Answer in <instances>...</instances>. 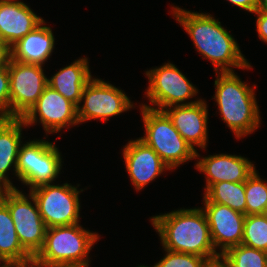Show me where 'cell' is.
<instances>
[{
    "label": "cell",
    "mask_w": 267,
    "mask_h": 267,
    "mask_svg": "<svg viewBox=\"0 0 267 267\" xmlns=\"http://www.w3.org/2000/svg\"><path fill=\"white\" fill-rule=\"evenodd\" d=\"M173 16L191 37L199 54L209 59L218 72H234L235 68L251 69L234 37L221 22L207 13L172 7ZM233 67V69H232Z\"/></svg>",
    "instance_id": "1"
},
{
    "label": "cell",
    "mask_w": 267,
    "mask_h": 267,
    "mask_svg": "<svg viewBox=\"0 0 267 267\" xmlns=\"http://www.w3.org/2000/svg\"><path fill=\"white\" fill-rule=\"evenodd\" d=\"M164 250L194 254L219 263L209 224L201 208L178 209L150 218Z\"/></svg>",
    "instance_id": "2"
},
{
    "label": "cell",
    "mask_w": 267,
    "mask_h": 267,
    "mask_svg": "<svg viewBox=\"0 0 267 267\" xmlns=\"http://www.w3.org/2000/svg\"><path fill=\"white\" fill-rule=\"evenodd\" d=\"M215 96L222 120L236 138L253 133L260 124L254 89L234 72H216Z\"/></svg>",
    "instance_id": "3"
},
{
    "label": "cell",
    "mask_w": 267,
    "mask_h": 267,
    "mask_svg": "<svg viewBox=\"0 0 267 267\" xmlns=\"http://www.w3.org/2000/svg\"><path fill=\"white\" fill-rule=\"evenodd\" d=\"M99 239L79 223L47 228L44 244L33 261L45 266L88 267L89 253Z\"/></svg>",
    "instance_id": "4"
},
{
    "label": "cell",
    "mask_w": 267,
    "mask_h": 267,
    "mask_svg": "<svg viewBox=\"0 0 267 267\" xmlns=\"http://www.w3.org/2000/svg\"><path fill=\"white\" fill-rule=\"evenodd\" d=\"M140 108L145 126V136L140 139L158 154L170 170L200 156L183 139L164 111L146 106Z\"/></svg>",
    "instance_id": "5"
},
{
    "label": "cell",
    "mask_w": 267,
    "mask_h": 267,
    "mask_svg": "<svg viewBox=\"0 0 267 267\" xmlns=\"http://www.w3.org/2000/svg\"><path fill=\"white\" fill-rule=\"evenodd\" d=\"M62 169L61 154L52 142L32 140L20 146L16 177L30 190L53 183Z\"/></svg>",
    "instance_id": "6"
},
{
    "label": "cell",
    "mask_w": 267,
    "mask_h": 267,
    "mask_svg": "<svg viewBox=\"0 0 267 267\" xmlns=\"http://www.w3.org/2000/svg\"><path fill=\"white\" fill-rule=\"evenodd\" d=\"M29 194L33 203L17 188L3 189L0 200L8 207L20 244L34 257L44 244L47 227L34 197Z\"/></svg>",
    "instance_id": "7"
},
{
    "label": "cell",
    "mask_w": 267,
    "mask_h": 267,
    "mask_svg": "<svg viewBox=\"0 0 267 267\" xmlns=\"http://www.w3.org/2000/svg\"><path fill=\"white\" fill-rule=\"evenodd\" d=\"M68 183L63 185L44 184L30 190L39 213L47 228L79 223L82 192Z\"/></svg>",
    "instance_id": "8"
},
{
    "label": "cell",
    "mask_w": 267,
    "mask_h": 267,
    "mask_svg": "<svg viewBox=\"0 0 267 267\" xmlns=\"http://www.w3.org/2000/svg\"><path fill=\"white\" fill-rule=\"evenodd\" d=\"M146 76L149 79L146 97L157 107L145 104L141 106L163 111L171 106L189 105L199 101L184 103L197 95L198 89L172 63L148 70Z\"/></svg>",
    "instance_id": "9"
},
{
    "label": "cell",
    "mask_w": 267,
    "mask_h": 267,
    "mask_svg": "<svg viewBox=\"0 0 267 267\" xmlns=\"http://www.w3.org/2000/svg\"><path fill=\"white\" fill-rule=\"evenodd\" d=\"M42 67L8 58L10 118H23L48 86V78Z\"/></svg>",
    "instance_id": "10"
},
{
    "label": "cell",
    "mask_w": 267,
    "mask_h": 267,
    "mask_svg": "<svg viewBox=\"0 0 267 267\" xmlns=\"http://www.w3.org/2000/svg\"><path fill=\"white\" fill-rule=\"evenodd\" d=\"M84 100V101H83ZM78 106L79 123L92 119L108 121L110 117L130 110L133 103L118 87L98 78H92L84 87Z\"/></svg>",
    "instance_id": "11"
},
{
    "label": "cell",
    "mask_w": 267,
    "mask_h": 267,
    "mask_svg": "<svg viewBox=\"0 0 267 267\" xmlns=\"http://www.w3.org/2000/svg\"><path fill=\"white\" fill-rule=\"evenodd\" d=\"M38 116L46 134L79 124L78 107L49 86L22 119L27 127L36 123Z\"/></svg>",
    "instance_id": "12"
},
{
    "label": "cell",
    "mask_w": 267,
    "mask_h": 267,
    "mask_svg": "<svg viewBox=\"0 0 267 267\" xmlns=\"http://www.w3.org/2000/svg\"><path fill=\"white\" fill-rule=\"evenodd\" d=\"M205 213L209 224L210 236L215 250L220 249L219 255L242 244L244 220L246 215L237 212L224 204L209 202L204 196Z\"/></svg>",
    "instance_id": "13"
},
{
    "label": "cell",
    "mask_w": 267,
    "mask_h": 267,
    "mask_svg": "<svg viewBox=\"0 0 267 267\" xmlns=\"http://www.w3.org/2000/svg\"><path fill=\"white\" fill-rule=\"evenodd\" d=\"M126 170L137 189H143L163 171L170 170L158 154L140 138L130 140L123 149Z\"/></svg>",
    "instance_id": "14"
},
{
    "label": "cell",
    "mask_w": 267,
    "mask_h": 267,
    "mask_svg": "<svg viewBox=\"0 0 267 267\" xmlns=\"http://www.w3.org/2000/svg\"><path fill=\"white\" fill-rule=\"evenodd\" d=\"M163 111L168 115L183 139L193 149H195L194 145L201 149L206 148L208 109L205 100L199 99L198 102L189 105L171 106Z\"/></svg>",
    "instance_id": "15"
},
{
    "label": "cell",
    "mask_w": 267,
    "mask_h": 267,
    "mask_svg": "<svg viewBox=\"0 0 267 267\" xmlns=\"http://www.w3.org/2000/svg\"><path fill=\"white\" fill-rule=\"evenodd\" d=\"M195 167L206 174L204 191L221 181L245 182L256 170L248 158L223 153L199 159Z\"/></svg>",
    "instance_id": "16"
},
{
    "label": "cell",
    "mask_w": 267,
    "mask_h": 267,
    "mask_svg": "<svg viewBox=\"0 0 267 267\" xmlns=\"http://www.w3.org/2000/svg\"><path fill=\"white\" fill-rule=\"evenodd\" d=\"M43 21L22 1L0 3V39L8 48Z\"/></svg>",
    "instance_id": "17"
},
{
    "label": "cell",
    "mask_w": 267,
    "mask_h": 267,
    "mask_svg": "<svg viewBox=\"0 0 267 267\" xmlns=\"http://www.w3.org/2000/svg\"><path fill=\"white\" fill-rule=\"evenodd\" d=\"M45 20L33 31L9 48V57L24 64L43 66L51 56L55 38L52 29L44 26Z\"/></svg>",
    "instance_id": "18"
},
{
    "label": "cell",
    "mask_w": 267,
    "mask_h": 267,
    "mask_svg": "<svg viewBox=\"0 0 267 267\" xmlns=\"http://www.w3.org/2000/svg\"><path fill=\"white\" fill-rule=\"evenodd\" d=\"M26 127L22 118L0 117V186L3 189L16 188L7 177L13 166L16 175L17 157L22 145V127Z\"/></svg>",
    "instance_id": "19"
},
{
    "label": "cell",
    "mask_w": 267,
    "mask_h": 267,
    "mask_svg": "<svg viewBox=\"0 0 267 267\" xmlns=\"http://www.w3.org/2000/svg\"><path fill=\"white\" fill-rule=\"evenodd\" d=\"M88 63V59L84 57L61 68L54 76L47 79L48 86L77 107L80 106L84 87L93 78Z\"/></svg>",
    "instance_id": "20"
},
{
    "label": "cell",
    "mask_w": 267,
    "mask_h": 267,
    "mask_svg": "<svg viewBox=\"0 0 267 267\" xmlns=\"http://www.w3.org/2000/svg\"><path fill=\"white\" fill-rule=\"evenodd\" d=\"M33 257L20 244L8 207L0 200V265L26 267Z\"/></svg>",
    "instance_id": "21"
},
{
    "label": "cell",
    "mask_w": 267,
    "mask_h": 267,
    "mask_svg": "<svg viewBox=\"0 0 267 267\" xmlns=\"http://www.w3.org/2000/svg\"><path fill=\"white\" fill-rule=\"evenodd\" d=\"M204 197L211 203L224 204L246 215L245 182L214 183L205 191Z\"/></svg>",
    "instance_id": "22"
},
{
    "label": "cell",
    "mask_w": 267,
    "mask_h": 267,
    "mask_svg": "<svg viewBox=\"0 0 267 267\" xmlns=\"http://www.w3.org/2000/svg\"><path fill=\"white\" fill-rule=\"evenodd\" d=\"M219 263L223 267H267V252L240 244L221 255Z\"/></svg>",
    "instance_id": "23"
},
{
    "label": "cell",
    "mask_w": 267,
    "mask_h": 267,
    "mask_svg": "<svg viewBox=\"0 0 267 267\" xmlns=\"http://www.w3.org/2000/svg\"><path fill=\"white\" fill-rule=\"evenodd\" d=\"M246 216L263 214L267 206V181L255 170L245 181Z\"/></svg>",
    "instance_id": "24"
},
{
    "label": "cell",
    "mask_w": 267,
    "mask_h": 267,
    "mask_svg": "<svg viewBox=\"0 0 267 267\" xmlns=\"http://www.w3.org/2000/svg\"><path fill=\"white\" fill-rule=\"evenodd\" d=\"M242 244L267 252V219L263 214L245 217Z\"/></svg>",
    "instance_id": "25"
},
{
    "label": "cell",
    "mask_w": 267,
    "mask_h": 267,
    "mask_svg": "<svg viewBox=\"0 0 267 267\" xmlns=\"http://www.w3.org/2000/svg\"><path fill=\"white\" fill-rule=\"evenodd\" d=\"M165 251V256L150 267H210L212 265L206 258L198 255L171 250Z\"/></svg>",
    "instance_id": "26"
},
{
    "label": "cell",
    "mask_w": 267,
    "mask_h": 267,
    "mask_svg": "<svg viewBox=\"0 0 267 267\" xmlns=\"http://www.w3.org/2000/svg\"><path fill=\"white\" fill-rule=\"evenodd\" d=\"M0 117L10 118V76L7 63L0 66Z\"/></svg>",
    "instance_id": "27"
},
{
    "label": "cell",
    "mask_w": 267,
    "mask_h": 267,
    "mask_svg": "<svg viewBox=\"0 0 267 267\" xmlns=\"http://www.w3.org/2000/svg\"><path fill=\"white\" fill-rule=\"evenodd\" d=\"M256 27L259 38L267 43V11H256Z\"/></svg>",
    "instance_id": "28"
},
{
    "label": "cell",
    "mask_w": 267,
    "mask_h": 267,
    "mask_svg": "<svg viewBox=\"0 0 267 267\" xmlns=\"http://www.w3.org/2000/svg\"><path fill=\"white\" fill-rule=\"evenodd\" d=\"M239 8L255 13L257 11V0H227Z\"/></svg>",
    "instance_id": "29"
},
{
    "label": "cell",
    "mask_w": 267,
    "mask_h": 267,
    "mask_svg": "<svg viewBox=\"0 0 267 267\" xmlns=\"http://www.w3.org/2000/svg\"><path fill=\"white\" fill-rule=\"evenodd\" d=\"M9 58V48L0 39V66L7 63Z\"/></svg>",
    "instance_id": "30"
},
{
    "label": "cell",
    "mask_w": 267,
    "mask_h": 267,
    "mask_svg": "<svg viewBox=\"0 0 267 267\" xmlns=\"http://www.w3.org/2000/svg\"><path fill=\"white\" fill-rule=\"evenodd\" d=\"M257 11H267V0H257Z\"/></svg>",
    "instance_id": "31"
},
{
    "label": "cell",
    "mask_w": 267,
    "mask_h": 267,
    "mask_svg": "<svg viewBox=\"0 0 267 267\" xmlns=\"http://www.w3.org/2000/svg\"><path fill=\"white\" fill-rule=\"evenodd\" d=\"M26 267H63V266H45L43 264H39V263L32 261Z\"/></svg>",
    "instance_id": "32"
},
{
    "label": "cell",
    "mask_w": 267,
    "mask_h": 267,
    "mask_svg": "<svg viewBox=\"0 0 267 267\" xmlns=\"http://www.w3.org/2000/svg\"><path fill=\"white\" fill-rule=\"evenodd\" d=\"M18 2L17 0H0V3Z\"/></svg>",
    "instance_id": "33"
},
{
    "label": "cell",
    "mask_w": 267,
    "mask_h": 267,
    "mask_svg": "<svg viewBox=\"0 0 267 267\" xmlns=\"http://www.w3.org/2000/svg\"><path fill=\"white\" fill-rule=\"evenodd\" d=\"M210 267H223L220 263L212 264Z\"/></svg>",
    "instance_id": "34"
},
{
    "label": "cell",
    "mask_w": 267,
    "mask_h": 267,
    "mask_svg": "<svg viewBox=\"0 0 267 267\" xmlns=\"http://www.w3.org/2000/svg\"><path fill=\"white\" fill-rule=\"evenodd\" d=\"M263 215L266 217V219H267V206L265 207V210H264V212H263Z\"/></svg>",
    "instance_id": "35"
}]
</instances>
